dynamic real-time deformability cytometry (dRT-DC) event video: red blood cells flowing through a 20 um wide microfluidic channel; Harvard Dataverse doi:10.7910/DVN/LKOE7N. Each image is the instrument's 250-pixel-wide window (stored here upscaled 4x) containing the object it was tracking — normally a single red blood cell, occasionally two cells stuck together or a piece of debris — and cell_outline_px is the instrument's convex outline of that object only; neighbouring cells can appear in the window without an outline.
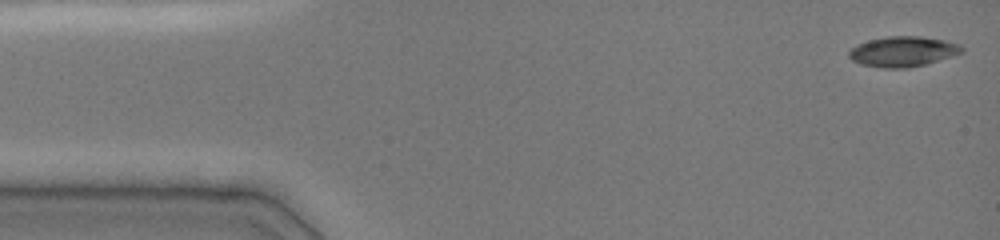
{"species": "common noctule bat (a hibernating species)", "species_latin": "Nyctalus noctula", "temperature_condition": "cold", "stored_images_in_passage": 45, "camera_frame_rate_fps": 3000, "um_per_image_px": 0.085, "animal": {"sex": "female", "body_mass_g": 19.0, "forearm_length_mm": 51.5}, "frame": {"image": 1, "passage_image": 1, "time_ms": 0.0, "image_size_px": [1000, 240], "cell_outline_px": [[964, 52], [952, 56], [924, 64], [908, 68], [884, 68], [860, 64], [852, 60], [848, 56], [848, 52], [856, 44], [868, 40], [888, 36], [920, 36], [944, 40], [960, 44], [964, 48]], "centroid_in_image_um": [76.74, 4.37], "position_along_channel_um": 8.3, "area_um2": 19.94}}
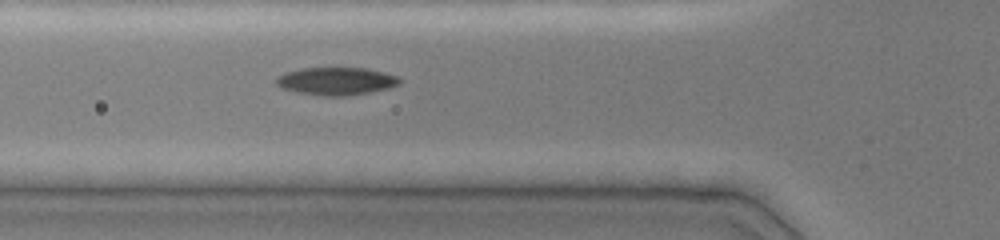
{"frame": {"image": 2, "passage_image": 16, "time_ms": 5.0, "image_size_px": [1000, 240], "cell_outline_px": [[400, 84], [388, 88], [348, 96], [324, 96], [300, 92], [284, 88], [276, 84], [276, 76], [284, 72], [300, 68], [368, 68], [384, 72], [396, 76], [400, 80]], "centroid_in_image_um": [28.57, 6.88], "position_along_channel_um": 97.2, "area_um2": 19.83}}
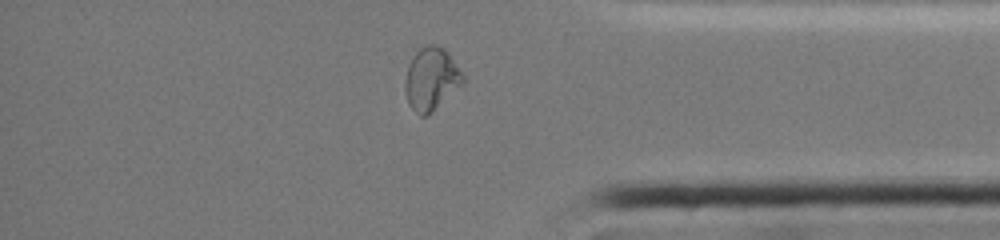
{"frame": {"image": 3, "passage_image": 41, "time_ms": 12.667, "image_size_px": [1000, 240], "cell_outline_px": [[464, 80], [460, 84], [424, 116], [420, 116], [408, 104], [404, 88], [404, 80], [408, 64], [412, 56], [420, 48], [428, 44], [436, 44], [444, 48], [448, 52], [464, 72]], "centroid_in_image_um": [36.62, 6.63], "position_along_channel_um": 398.6, "area_um2": 20.75}, "authors_computed_cell_mechanics": {"area_um2": 19.9988, "velocity_mm_per_s": 4.0175, "shape_relaxation_time_tau1_ms": 10.5195, "shape_relaxation_time_tau2_ms": 3.7733, "deformation_change_tau1": 0.2998, "deformation_change_tau2": 0.0672}}